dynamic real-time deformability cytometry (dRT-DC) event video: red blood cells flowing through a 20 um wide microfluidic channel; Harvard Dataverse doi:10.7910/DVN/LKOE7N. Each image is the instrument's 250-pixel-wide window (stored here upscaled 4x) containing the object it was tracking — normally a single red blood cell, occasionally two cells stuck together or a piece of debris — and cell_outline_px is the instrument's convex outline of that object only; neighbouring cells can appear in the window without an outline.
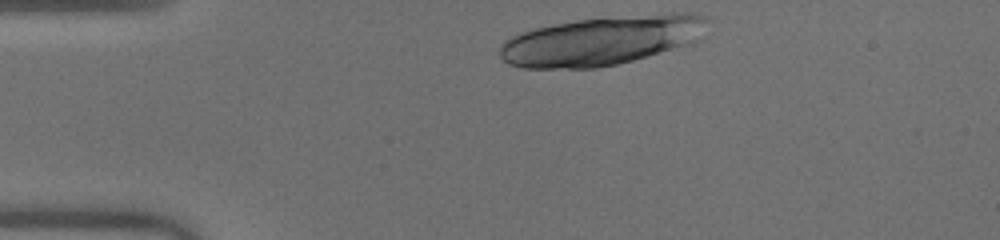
{"species": "human", "species_latin": "Homo sapiens", "temperature_condition": "warm", "stored_images_in_passage": 31, "camera_frame_rate_fps": 3000, "um_per_image_px": 0.085, "donor": {"sex": "male"}, "frame": {"image": 1, "passage_image": 1, "time_ms": 0.0, "image_size_px": [1000, 240], "cell_outline_px": [[708, 20], [680, 44], [648, 56], [616, 64], [596, 68], [524, 68], [508, 64], [500, 56], [500, 44], [504, 40], [520, 32], [536, 28], [576, 20], [672, 12], [696, 12], [704, 16]], "centroid_in_image_um": [50.93, 3.45], "position_along_channel_um": 34.1, "area_um2": 57.63}}